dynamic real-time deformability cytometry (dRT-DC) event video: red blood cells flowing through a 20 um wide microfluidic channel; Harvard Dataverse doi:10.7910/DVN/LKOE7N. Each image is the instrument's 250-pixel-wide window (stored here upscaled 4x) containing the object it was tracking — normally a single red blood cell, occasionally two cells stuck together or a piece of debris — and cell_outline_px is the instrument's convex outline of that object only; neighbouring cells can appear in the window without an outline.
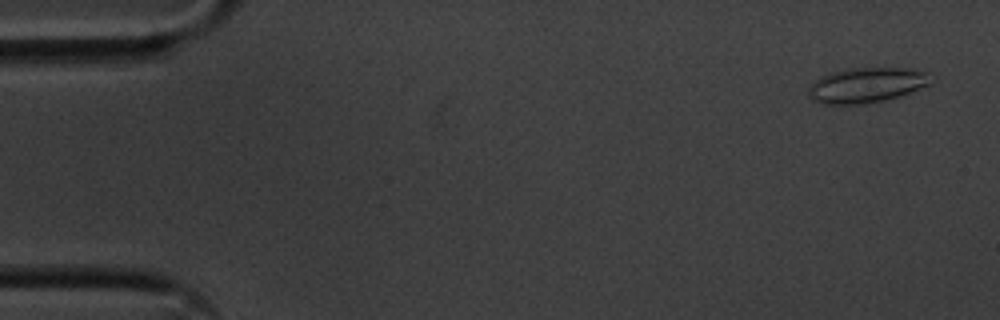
{"species": "common noctule bat (a hibernating species)", "species_latin": "Nyctalus noctula", "temperature_condition": "cold", "stored_images_in_passage": 56, "camera_frame_rate_fps": 3000, "um_per_image_px": 0.085, "animal": {"sex": "male", "body_mass_g": 20.1, "forearm_length_mm": 53.5}, "frame": {"image": 1, "passage_image": 3, "time_ms": 0.667, "image_size_px": [1000, 320], "cell_outline_px": [[932, 72], [928, 84], [920, 88], [900, 96], [868, 104], [820, 104], [812, 100], [808, 96], [808, 88], [820, 76], [828, 72], [848, 68], [908, 68]], "centroid_in_image_um": [73.62, 7.23], "position_along_channel_um": 11.4, "area_um2": 25.32}}
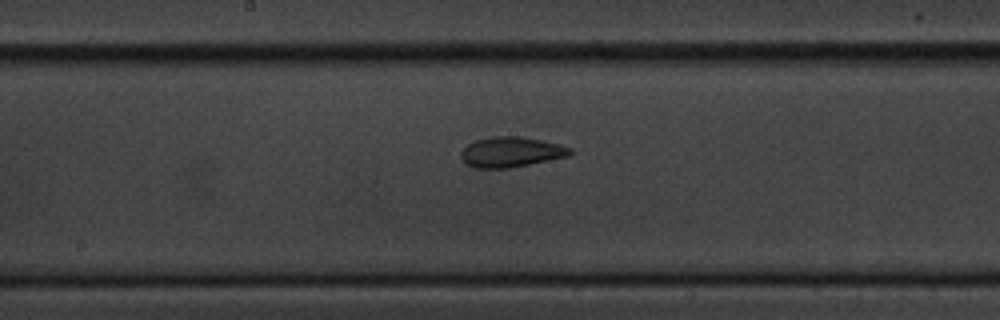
{"frame": {"image": 2, "passage_image": 29, "time_ms": 9.333, "image_size_px": [1000, 320], "cell_outline_px": [[572, 152], [568, 156], [508, 168], [472, 168], [464, 164], [460, 156], [460, 152], [468, 144], [476, 140], [492, 136], [520, 136], [540, 140], [572, 148]], "centroid_in_image_um": [43.37, 12.93], "position_along_channel_um": 204.8, "area_um2": 19.13}}
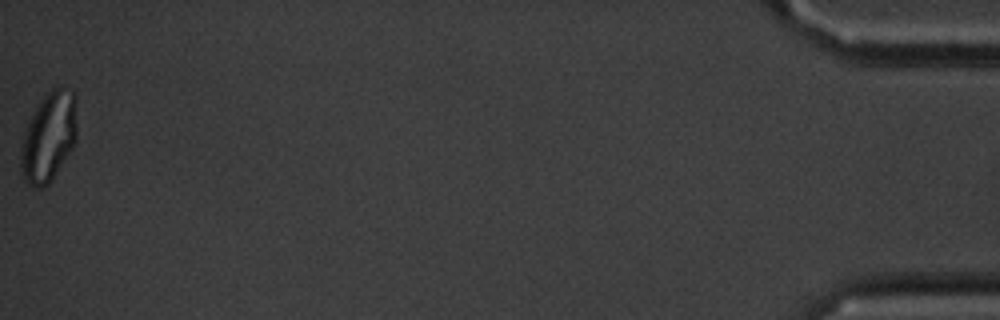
{"frame": {"image": 3, "passage_image": 56, "time_ms": 18.333, "image_size_px": [1000, 320], "cell_outline_px": [[76, 140], [72, 148], [48, 184], [44, 188], [36, 188], [28, 184], [24, 180], [20, 172], [20, 156], [24, 132], [28, 120], [36, 104], [44, 92], [60, 84], [76, 92]], "centroid_in_image_um": [4.13, 11.56], "position_along_channel_um": 431.1, "area_um2": 30.0}, "authors_computed_cell_mechanics": {"area_um2": 20.3456, "velocity_mm_per_s": 3.5879, "shape_relaxation_time_tau1_ms": 6.9369, "shape_relaxation_time_tau2_ms": 1.8019, "deformation_change_tau1": 0.144, "deformation_change_tau2": 0.0844}}